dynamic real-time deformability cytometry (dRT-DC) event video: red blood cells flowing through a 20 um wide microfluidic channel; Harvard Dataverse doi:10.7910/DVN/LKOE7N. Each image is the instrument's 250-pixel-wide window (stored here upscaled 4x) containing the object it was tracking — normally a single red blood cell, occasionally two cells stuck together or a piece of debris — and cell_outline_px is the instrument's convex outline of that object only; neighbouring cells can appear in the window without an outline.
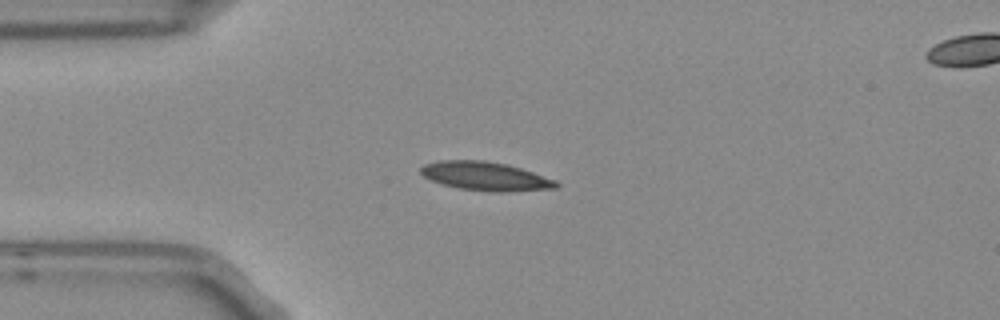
{"species": "Egyptian fruit bat (a non-hibernating species)", "species_latin": "Rousettus aegyptiacus", "temperature_condition": "room temperature", "stored_images_in_passage": 5, "camera_frame_rate_fps": 3000, "um_per_image_px": 0.085, "frame": {"image": 1, "passage_image": 2, "time_ms": 0.333, "image_size_px": [1000, 320], "cell_outline_px": [[560, 184], [556, 188], [504, 192], [492, 192], [460, 188], [444, 184], [432, 180], [424, 176], [420, 172], [420, 168], [424, 164], [440, 160], [484, 160], [508, 164], [556, 180]], "centroid_in_image_um": [41.28, 14.97], "position_along_channel_um": 43.7, "area_um2": 22.54}}
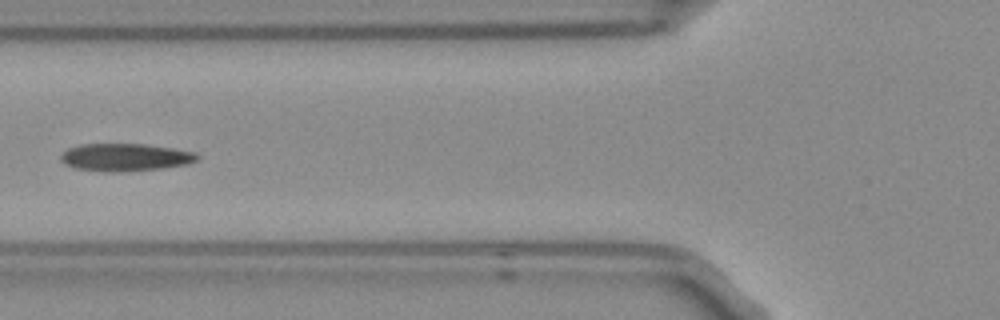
{"frame": {"image": 2, "passage_image": 4, "time_ms": 1.0, "image_size_px": [1000, 320], "cell_outline_px": [[200, 156], [196, 160], [188, 164], [164, 168], [116, 172], [108, 172], [76, 168], [64, 164], [60, 160], [60, 156], [68, 148], [80, 144], [144, 144], [172, 148], [196, 152]], "centroid_in_image_um": [10.65, 13.37], "position_along_channel_um": 115.2, "area_um2": 21.96}}